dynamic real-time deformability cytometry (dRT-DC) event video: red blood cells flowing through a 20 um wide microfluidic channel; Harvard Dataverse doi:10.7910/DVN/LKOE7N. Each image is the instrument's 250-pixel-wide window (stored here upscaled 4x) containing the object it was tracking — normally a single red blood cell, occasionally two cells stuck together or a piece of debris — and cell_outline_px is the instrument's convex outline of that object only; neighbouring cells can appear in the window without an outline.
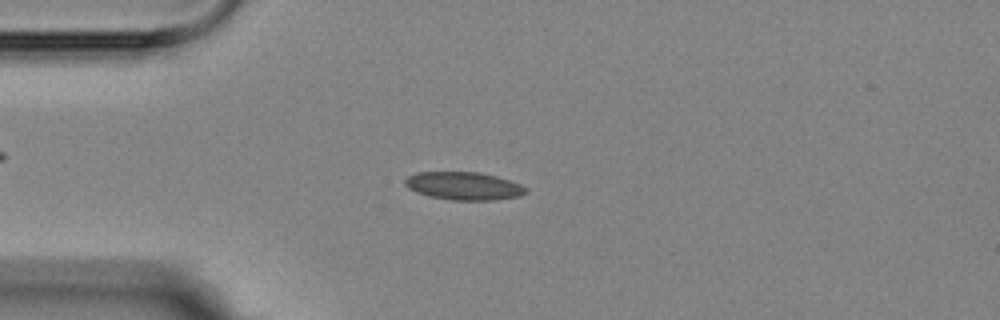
{"species": "Egyptian fruit bat (a non-hibernating species)", "species_latin": "Rousettus aegyptiacus", "temperature_condition": "room temperature", "stored_images_in_passage": 4, "camera_frame_rate_fps": 3000, "um_per_image_px": 0.085, "animal": {"sex": "female"}, "frame": {"image": 1, "passage_image": 3, "time_ms": 3.0, "image_size_px": [1000, 320], "cell_outline_px": [[528, 192], [520, 196], [496, 200], [452, 200], [428, 196], [416, 192], [408, 188], [404, 184], [404, 180], [408, 176], [416, 172], [480, 172], [496, 176], [520, 184], [528, 188]], "centroid_in_image_um": [39.42, 15.81], "position_along_channel_um": 45.6, "area_um2": 19.83}}
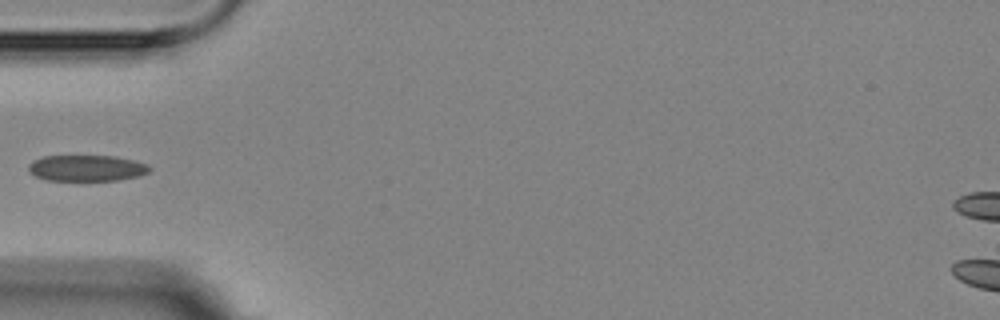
{"frame": {"image": 2, "passage_image": 4, "time_ms": 4.333, "image_size_px": [1000, 320], "cell_outline_px": [[152, 168], [148, 172], [140, 176], [116, 180], [44, 180], [28, 172], [28, 164], [32, 160], [44, 156], [112, 156], [132, 160], [148, 164]], "centroid_in_image_um": [7.34, 14.29], "position_along_channel_um": 77.7, "area_um2": 18.44}}